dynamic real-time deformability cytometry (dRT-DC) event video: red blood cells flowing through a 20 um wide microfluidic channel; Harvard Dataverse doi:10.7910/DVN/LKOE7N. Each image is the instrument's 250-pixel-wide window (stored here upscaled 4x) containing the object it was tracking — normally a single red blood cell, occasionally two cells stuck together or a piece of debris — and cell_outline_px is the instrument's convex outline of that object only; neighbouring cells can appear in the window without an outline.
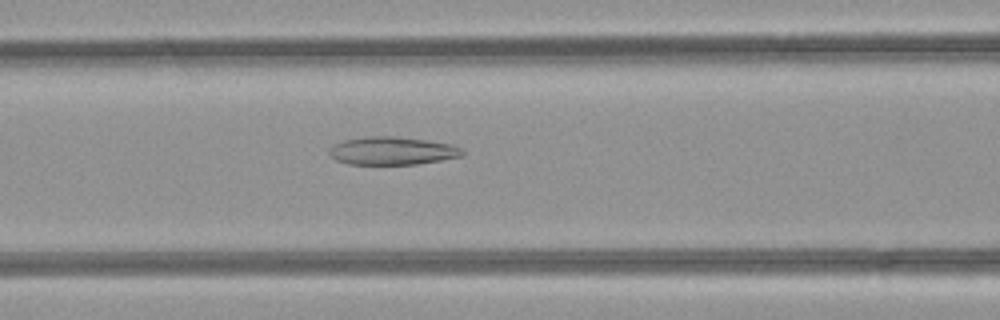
{"species": "common noctule bat (a hibernating species)", "species_latin": "Nyctalus noctula", "temperature_condition": "room temperature", "stored_images_in_passage": 38, "camera_frame_rate_fps": 3000, "um_per_image_px": 0.085, "animal": {"sex": "female", "body_mass_g": 21.9}, "frame": {"image": 1, "passage_image": 10, "time_ms": 3.0, "image_size_px": [1000, 320], "cell_outline_px": [[464, 156], [416, 164], [348, 164], [336, 160], [328, 152], [336, 144], [344, 140], [368, 136], [392, 136], [428, 140], [452, 144], [460, 148], [464, 152]], "centroid_in_image_um": [33.38, 12.82], "position_along_channel_um": 133.2, "area_um2": 21.56}}
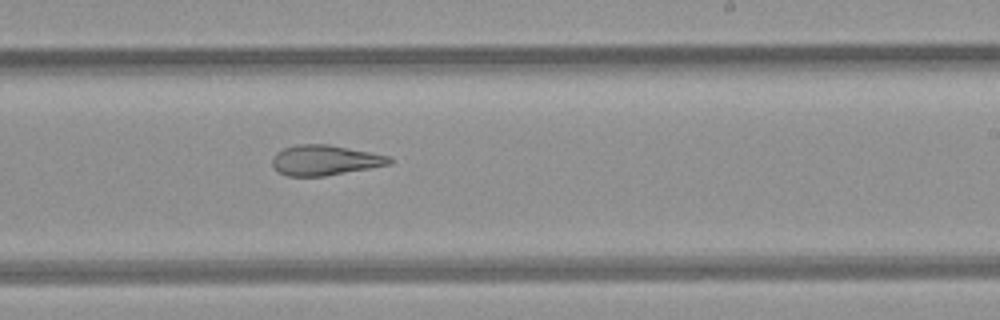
{"frame": {"image": 2, "passage_image": 19, "time_ms": 6.0, "image_size_px": [1000, 320], "cell_outline_px": [[392, 164], [324, 176], [288, 176], [276, 172], [272, 168], [272, 156], [276, 152], [284, 148], [296, 144], [328, 144], [392, 156]], "centroid_in_image_um": [27.59, 13.61], "position_along_channel_um": 261.4, "area_um2": 20.87}}
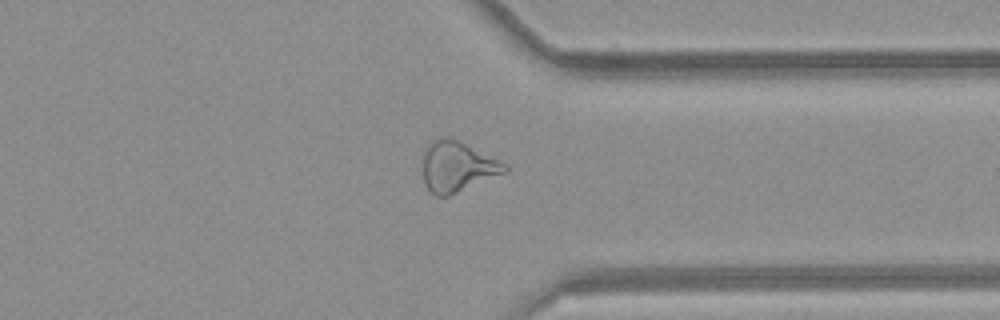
{"frame": {"image": 3, "passage_image": 27, "time_ms": 8.667, "image_size_px": [1000, 320], "cell_outline_px": [[508, 168], [504, 172], [448, 196], [436, 196], [428, 188], [424, 180], [424, 152], [428, 144], [432, 140], [440, 136], [448, 136], [460, 140], [508, 164]], "centroid_in_image_um": [38.86, 14.11], "position_along_channel_um": 372.5, "area_um2": 23.87}, "authors_computed_cell_mechanics": {"area_um2": 23.6691, "velocity_mm_per_s": 4.2762, "shape_relaxation_time_tau1_ms": null, "shape_relaxation_time_tau2_ms": 3.0691, "deformation_change_tau1": null, "deformation_change_tau2": 0.1325}}